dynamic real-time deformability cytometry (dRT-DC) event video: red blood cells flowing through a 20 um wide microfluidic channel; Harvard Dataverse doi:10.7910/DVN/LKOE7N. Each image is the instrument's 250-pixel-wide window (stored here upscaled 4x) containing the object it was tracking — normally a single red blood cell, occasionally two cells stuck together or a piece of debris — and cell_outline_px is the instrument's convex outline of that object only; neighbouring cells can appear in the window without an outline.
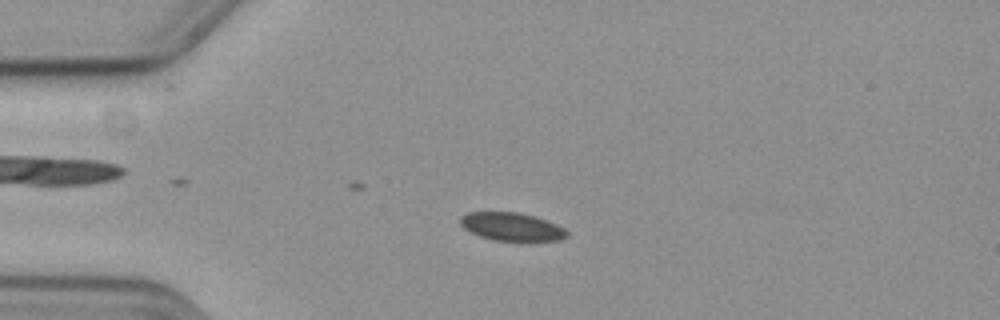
{"species": "common noctule bat (a hibernating species)", "species_latin": "Nyctalus noctula", "temperature_condition": "cold", "stored_images_in_passage": 36, "camera_frame_rate_fps": 3000, "um_per_image_px": 0.085, "animal": {"sex": "female", "body_mass_g": 19.3, "forearm_length_mm": 54.1}, "frame": {"image": 1, "passage_image": 8, "time_ms": 2.333, "image_size_px": [1000, 320], "cell_outline_px": [[568, 236], [560, 240], [528, 244], [520, 244], [492, 240], [480, 236], [464, 228], [460, 224], [460, 216], [468, 212], [520, 212], [556, 224], [564, 228], [568, 232]], "centroid_in_image_um": [43.54, 19.33], "position_along_channel_um": 41.5, "area_um2": 18.32}}
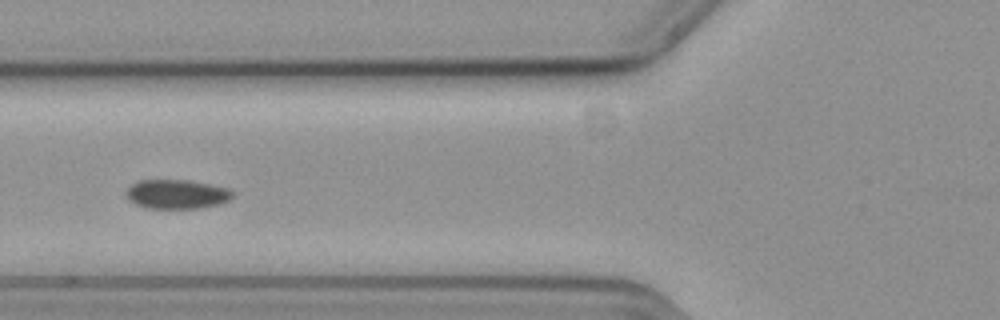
{"frame": {"image": 2, "passage_image": 16, "time_ms": 5.0, "image_size_px": [1000, 320], "cell_outline_px": [[232, 196], [228, 200], [220, 204], [200, 208], [148, 208], [136, 204], [128, 200], [124, 192], [132, 184], [140, 180], [188, 180], [228, 188], [232, 192]], "centroid_in_image_um": [14.99, 16.5], "position_along_channel_um": 110.8, "area_um2": 18.03}}
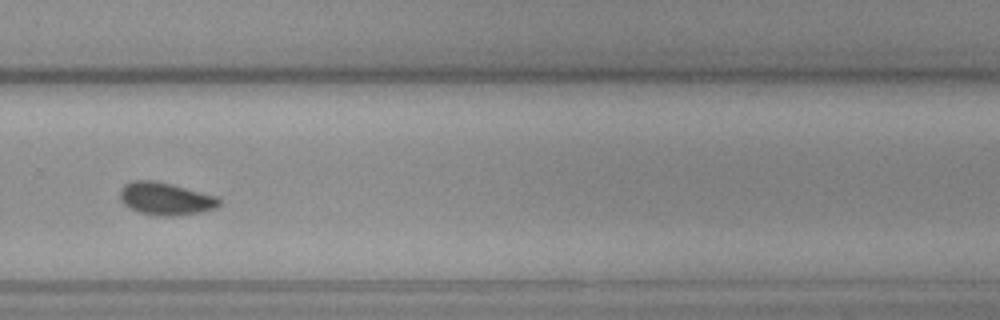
{"frame": {"image": 3, "passage_image": 33, "time_ms": 10.667, "image_size_px": [1000, 320], "cell_outline_px": [[220, 204], [216, 208], [204, 212], [176, 216], [156, 216], [140, 212], [128, 208], [120, 200], [120, 188], [124, 184], [132, 180], [152, 180], [172, 184], [216, 196], [220, 200]], "centroid_in_image_um": [14.06, 16.9], "position_along_channel_um": 315.7, "area_um2": 19.07}, "authors_computed_cell_mechanics": {"area_um2": 18.5827, "velocity_mm_per_s": 3.6221, "shape_relaxation_time_tau1_ms": null, "shape_relaxation_time_tau2_ms": 3.6171, "deformation_change_tau1": null, "deformation_change_tau2": 0.0425}}